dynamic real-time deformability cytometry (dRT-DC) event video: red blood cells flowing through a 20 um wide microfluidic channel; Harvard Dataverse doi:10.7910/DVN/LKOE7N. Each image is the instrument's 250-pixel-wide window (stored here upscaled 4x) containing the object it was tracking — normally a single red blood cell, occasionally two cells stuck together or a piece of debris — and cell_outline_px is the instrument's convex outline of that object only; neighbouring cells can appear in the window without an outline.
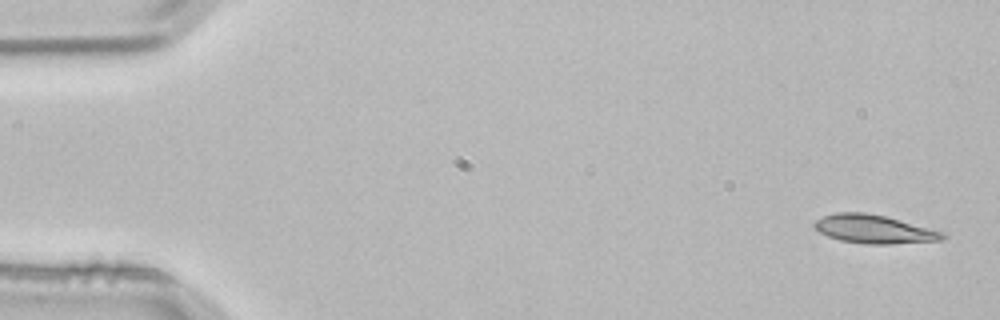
{"species": "common noctule bat (a hibernating species)", "species_latin": "Nyctalus noctula", "temperature_condition": "room temperature", "stored_images_in_passage": 3, "camera_frame_rate_fps": 3000, "um_per_image_px": 0.085, "animal": {"sex": "male", "body_mass_g": 21.5, "forearm_length_mm": 52.0}, "frame": {"image": 1, "passage_image": 1, "time_ms": 0.0, "image_size_px": [1000, 320], "cell_outline_px": [[948, 236], [940, 240], [888, 244], [864, 244], [840, 240], [828, 236], [820, 232], [812, 224], [816, 220], [824, 216], [836, 212], [864, 212], [884, 216], [944, 232]], "centroid_in_image_um": [74.27, 19.48], "position_along_channel_um": 10.7, "area_um2": 21.04}}
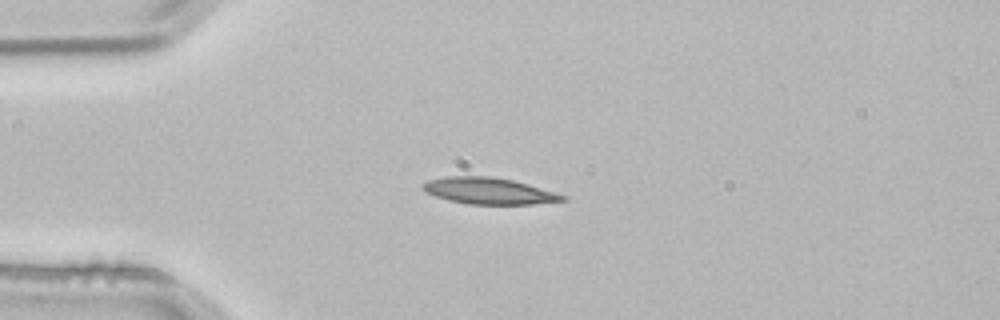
{"frame": {"image": 2, "passage_image": 3, "time_ms": 0.667, "image_size_px": [1000, 320], "cell_outline_px": [[568, 200], [532, 204], [468, 204], [448, 200], [436, 196], [428, 192], [420, 184], [428, 180], [448, 176], [488, 176], [512, 180], [556, 192], [564, 196]], "centroid_in_image_um": [41.55, 16.23], "position_along_channel_um": 43.5, "area_um2": 21.27}}